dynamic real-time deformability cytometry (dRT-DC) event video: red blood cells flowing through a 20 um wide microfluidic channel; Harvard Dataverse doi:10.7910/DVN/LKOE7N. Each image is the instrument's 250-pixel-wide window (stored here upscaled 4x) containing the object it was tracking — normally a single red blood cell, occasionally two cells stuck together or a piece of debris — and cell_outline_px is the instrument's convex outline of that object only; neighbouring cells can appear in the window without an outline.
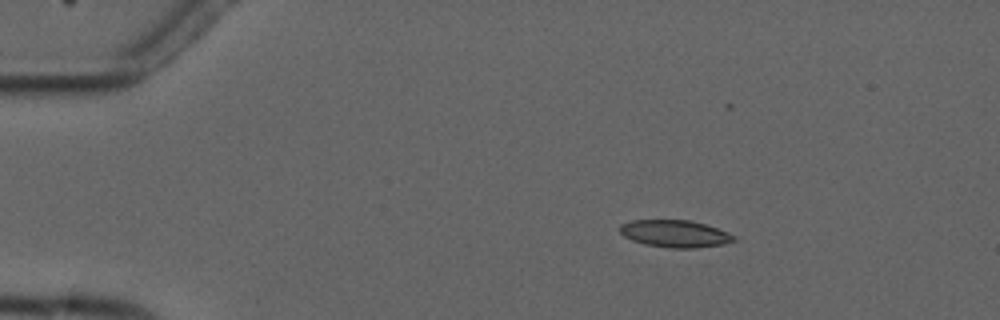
{"species": "common noctule bat (a hibernating species)", "species_latin": "Nyctalus noctula", "temperature_condition": "cold", "stored_images_in_passage": 3, "camera_frame_rate_fps": 3000, "um_per_image_px": 0.085, "animal": {"sex": "male", "forearm_length_mm": 52.5}, "frame": {"image": 1, "passage_image": 1, "time_ms": 0.0, "image_size_px": [1000, 320], "cell_outline_px": [[736, 240], [724, 244], [696, 248], [668, 248], [644, 244], [632, 240], [624, 236], [620, 232], [620, 224], [632, 220], [688, 220], [704, 224], [728, 232], [736, 236]], "centroid_in_image_um": [57.37, 19.87], "position_along_channel_um": 27.6, "area_um2": 18.09}}